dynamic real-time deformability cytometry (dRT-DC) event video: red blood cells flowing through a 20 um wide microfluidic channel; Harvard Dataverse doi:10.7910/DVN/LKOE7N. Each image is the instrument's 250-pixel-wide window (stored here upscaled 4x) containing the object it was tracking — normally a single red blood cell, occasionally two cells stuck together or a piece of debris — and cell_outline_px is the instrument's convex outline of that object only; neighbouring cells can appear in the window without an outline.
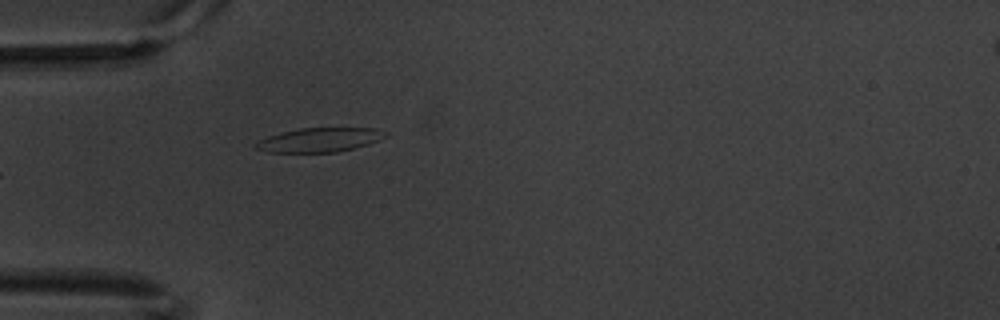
{"species": "common noctule bat (a hibernating species)", "species_latin": "Nyctalus noctula", "temperature_condition": "warm", "stored_images_in_passage": 1, "camera_frame_rate_fps": 3000, "um_per_image_px": 0.085, "animal": {"sex": "male", "body_mass_g": 20.1, "forearm_length_mm": 53.5}, "frame": {"image": 1, "passage_image": 1, "time_ms": 0.0, "image_size_px": [1000, 320], "cell_outline_px": [[388, 136], [380, 140], [368, 144], [336, 152], [268, 152], [252, 148], [252, 144], [268, 136], [280, 132], [300, 128], [376, 128], [384, 132]], "centroid_in_image_um": [27.11, 11.89], "position_along_channel_um": 57.9, "area_um2": 18.26}}